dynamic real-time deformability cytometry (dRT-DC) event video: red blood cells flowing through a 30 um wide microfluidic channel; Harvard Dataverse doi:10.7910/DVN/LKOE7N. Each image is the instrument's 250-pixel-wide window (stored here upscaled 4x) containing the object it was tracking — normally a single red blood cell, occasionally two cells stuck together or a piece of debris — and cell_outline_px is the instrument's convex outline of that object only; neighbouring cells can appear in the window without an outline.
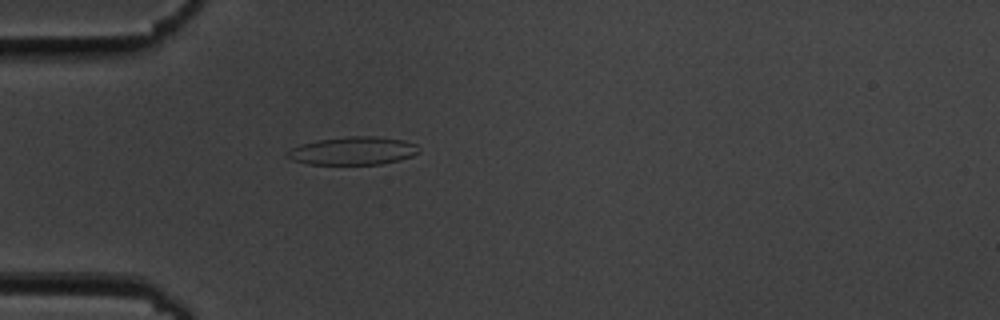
{"species": "common noctule bat (a hibernating species)", "species_latin": "Nyctalus noctula", "temperature_condition": "cold", "stored_images_in_passage": 40, "camera_frame_rate_fps": 3000, "um_per_image_px": 0.085, "animal": {"sex": "male", "body_mass_g": 19.5, "forearm_length_mm": 54.6}, "frame": {"image": 1, "passage_image": 1, "time_ms": 0.0, "image_size_px": [1000, 320], "cell_outline_px": [[420, 152], [412, 156], [400, 160], [380, 164], [308, 164], [292, 160], [284, 156], [284, 152], [300, 144], [320, 140], [348, 136], [376, 136], [404, 140], [416, 144]], "centroid_in_image_um": [29.99, 12.82], "position_along_channel_um": 55.0, "area_um2": 21.62}}
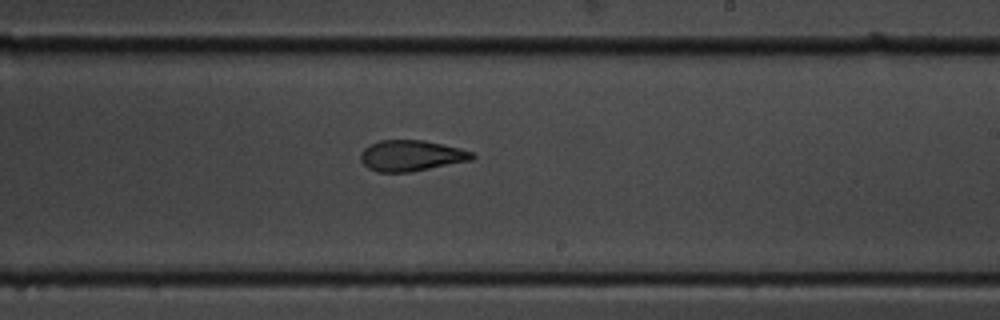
{"frame": {"image": 2, "passage_image": 18, "time_ms": 5.667, "image_size_px": [1000, 320], "cell_outline_px": [[476, 156], [472, 160], [412, 172], [376, 172], [368, 168], [360, 160], [360, 152], [368, 144], [380, 140], [424, 140], [460, 148], [472, 152]], "centroid_in_image_um": [34.93, 13.23], "position_along_channel_um": 254.1, "area_um2": 20.29}}
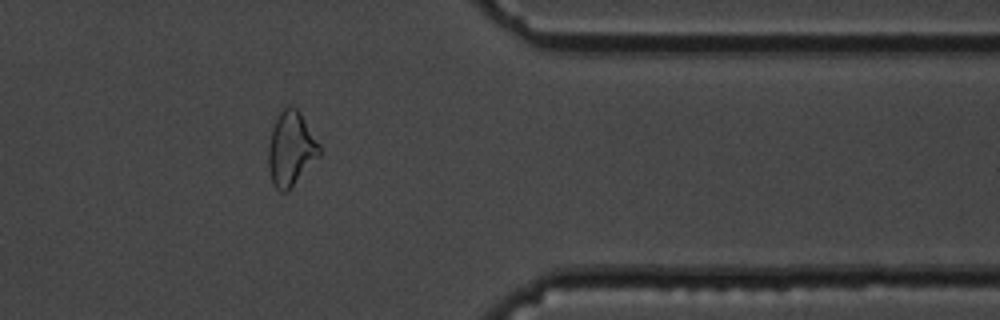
{"frame": {"image": 3, "passage_image": 30, "time_ms": 9.667, "image_size_px": [1000, 320], "cell_outline_px": [[320, 156], [284, 192], [280, 192], [272, 184], [268, 168], [268, 144], [272, 128], [280, 112], [284, 108], [296, 108], [300, 112], [320, 144]], "centroid_in_image_um": [24.71, 12.64], "position_along_channel_um": 386.7, "area_um2": 21.68}, "authors_computed_cell_mechanics": {"area_um2": 20.8947, "velocity_mm_per_s": 3.657, "shape_relaxation_time_tau1_ms": 10.5938, "shape_relaxation_time_tau2_ms": 2.172, "deformation_change_tau1": 0.2364, "deformation_change_tau2": 0.0873}}